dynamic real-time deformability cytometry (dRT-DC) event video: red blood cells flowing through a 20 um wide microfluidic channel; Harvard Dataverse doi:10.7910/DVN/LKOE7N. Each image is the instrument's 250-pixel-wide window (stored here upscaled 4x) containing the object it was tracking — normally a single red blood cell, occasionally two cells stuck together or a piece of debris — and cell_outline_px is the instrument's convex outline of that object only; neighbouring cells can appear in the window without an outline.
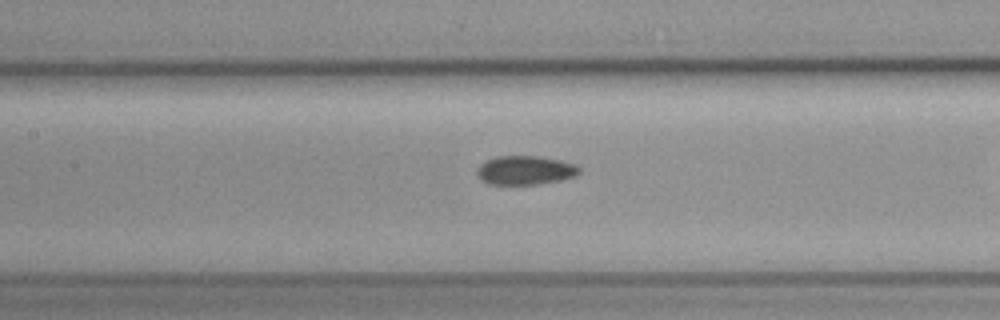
{"species": "common noctule bat (a hibernating species)", "species_latin": "Nyctalus noctula", "temperature_condition": "cold", "stored_images_in_passage": 19, "camera_frame_rate_fps": 3000, "um_per_image_px": 0.085, "animal": {"sex": "female", "body_mass_g": 19.3, "forearm_length_mm": 54.1}, "frame": {"image": 1, "passage_image": 14, "time_ms": 4.333, "image_size_px": [1000, 320], "cell_outline_px": [[580, 172], [572, 176], [560, 180], [536, 184], [488, 184], [476, 172], [480, 164], [496, 156], [536, 156], [560, 160], [572, 164], [580, 168]], "centroid_in_image_um": [44.62, 14.46], "position_along_channel_um": 162.8, "area_um2": 16.82}}